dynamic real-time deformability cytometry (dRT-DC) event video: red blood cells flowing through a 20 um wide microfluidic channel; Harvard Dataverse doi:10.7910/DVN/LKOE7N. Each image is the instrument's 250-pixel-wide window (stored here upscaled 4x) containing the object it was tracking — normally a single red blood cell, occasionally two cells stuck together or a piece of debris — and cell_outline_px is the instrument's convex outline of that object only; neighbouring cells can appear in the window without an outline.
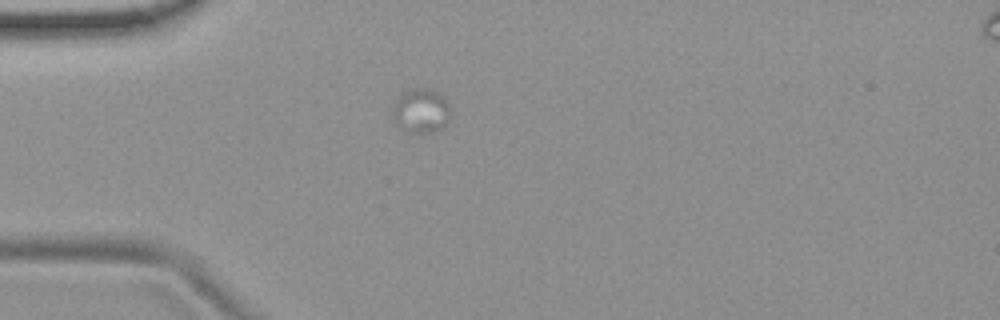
{"species": "common noctule bat (a hibernating species)", "species_latin": "Nyctalus noctula", "temperature_condition": "room temperature", "stored_images_in_passage": 9, "camera_frame_rate_fps": 3000, "um_per_image_px": 0.085, "animal": {"sex": "female", "body_mass_g": 19.9}, "frame": {"image": 1, "passage_image": 1, "time_ms": 0.0, "image_size_px": [1000, 320], "cell_outline_px": [[448, 124], [444, 128], [432, 132], [412, 132], [392, 124], [392, 108], [396, 100], [404, 92], [412, 88], [428, 88], [444, 96], [448, 104]], "centroid_in_image_um": [35.76, 9.43], "position_along_channel_um": 49.2, "area_um2": 15.03}}
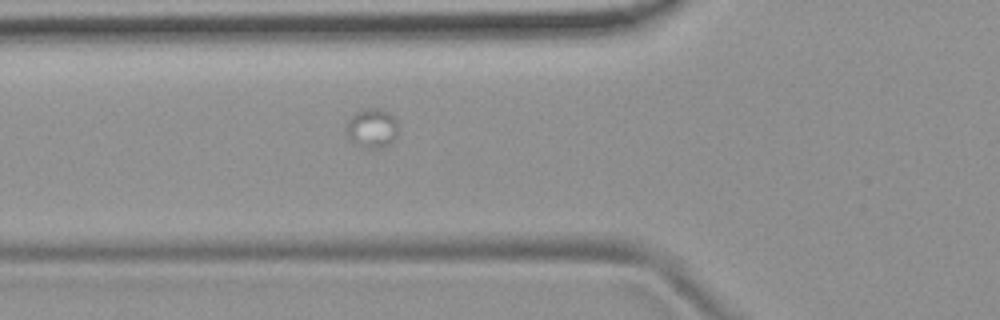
{"frame": {"image": 2, "passage_image": 6, "time_ms": 1.667, "image_size_px": [1000, 320], "cell_outline_px": [[396, 136], [388, 144], [380, 148], [364, 148], [348, 140], [348, 120], [360, 108], [380, 108], [388, 112], [396, 120]], "centroid_in_image_um": [31.6, 10.88], "position_along_channel_um": 94.2, "area_um2": 11.73}}